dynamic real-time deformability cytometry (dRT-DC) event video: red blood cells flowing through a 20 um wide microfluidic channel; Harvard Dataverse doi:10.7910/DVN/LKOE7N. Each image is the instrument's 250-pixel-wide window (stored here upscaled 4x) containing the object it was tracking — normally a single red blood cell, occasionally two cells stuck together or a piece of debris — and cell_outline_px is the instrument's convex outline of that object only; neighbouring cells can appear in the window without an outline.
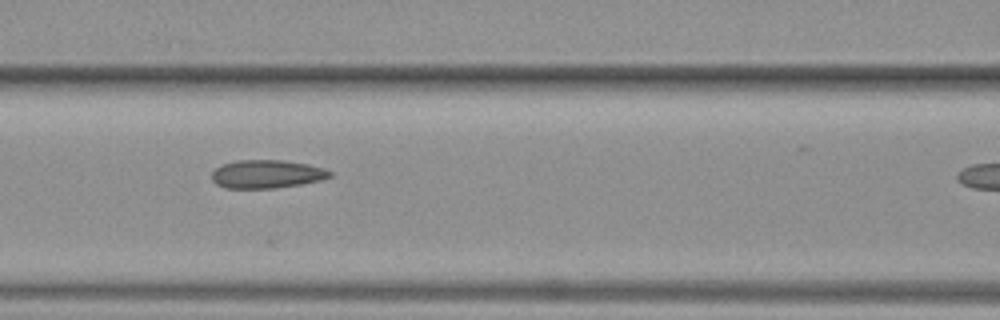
{"species": "common noctule bat (a hibernating species)", "species_latin": "Nyctalus noctula", "temperature_condition": "warm", "stored_images_in_passage": 8, "segment_of_instrument_passage": [1, 2], "camera_frame_rate_fps": 3000, "um_per_image_px": 0.085, "animal": {"sex": "female", "body_mass_g": 19.3, "forearm_length_mm": 54.1}, "frame": {"image": 1, "passage_image": 6, "time_ms": 7.333, "image_size_px": [1000, 320], "cell_outline_px": [[332, 176], [320, 180], [300, 184], [276, 188], [224, 188], [216, 184], [212, 180], [212, 172], [216, 168], [224, 164], [236, 160], [284, 160], [308, 164], [324, 168], [332, 172]], "centroid_in_image_um": [22.67, 14.79], "position_along_channel_um": 143.9, "area_um2": 19.48}}